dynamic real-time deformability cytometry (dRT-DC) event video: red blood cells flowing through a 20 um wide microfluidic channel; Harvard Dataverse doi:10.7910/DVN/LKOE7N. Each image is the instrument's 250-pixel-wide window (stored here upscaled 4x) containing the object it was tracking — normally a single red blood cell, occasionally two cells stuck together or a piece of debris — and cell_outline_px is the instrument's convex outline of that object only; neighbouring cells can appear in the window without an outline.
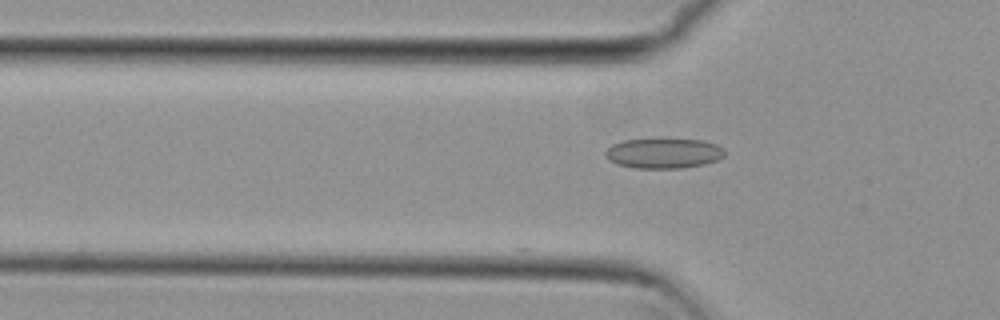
{"species": "common noctule bat (a hibernating species)", "species_latin": "Nyctalus noctula", "temperature_condition": "cold", "stored_images_in_passage": 32, "camera_frame_rate_fps": 3000, "um_per_image_px": 0.085, "animal": {"sex": "female", "body_mass_g": 29.2, "forearm_length_mm": 56.3}, "frame": {"image": 1, "passage_image": 2, "time_ms": 0.333, "image_size_px": [1000, 320], "cell_outline_px": [[724, 156], [716, 160], [704, 164], [684, 168], [632, 168], [616, 164], [608, 160], [604, 152], [612, 144], [624, 140], [704, 140], [716, 144], [724, 148]], "centroid_in_image_um": [56.39, 13.04], "position_along_channel_um": 69.4, "area_um2": 20.81}}
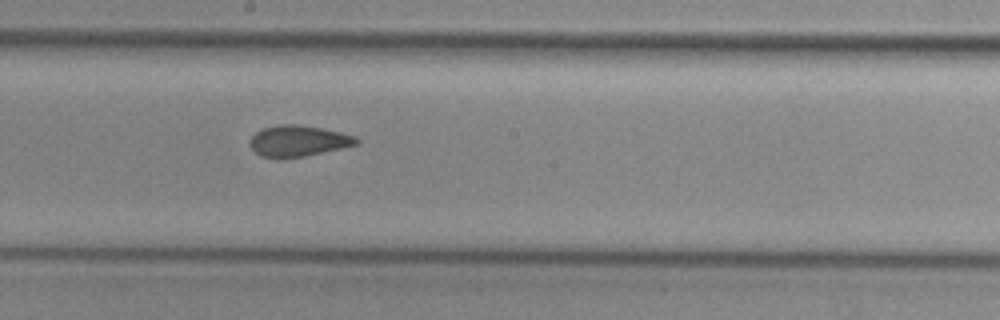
{"frame": {"image": 2, "passage_image": 14, "time_ms": 4.333, "image_size_px": [1000, 320], "cell_outline_px": [[360, 144], [304, 156], [284, 160], [276, 160], [260, 156], [248, 144], [248, 140], [256, 132], [264, 128], [280, 124], [296, 124], [320, 128], [340, 132], [356, 136], [360, 140]], "centroid_in_image_um": [25.32, 12.01], "position_along_channel_um": 222.9, "area_um2": 19.65}}
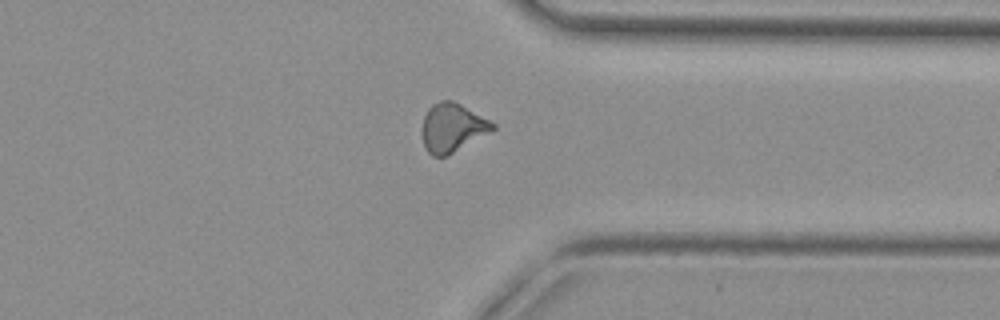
{"frame": {"image": 3, "passage_image": 26, "time_ms": 8.333, "image_size_px": [1000, 320], "cell_outline_px": [[496, 128], [492, 132], [448, 156], [432, 156], [428, 152], [424, 144], [424, 116], [428, 108], [432, 104], [440, 100], [452, 100], [460, 104], [496, 124]], "centroid_in_image_um": [38.49, 10.86], "position_along_channel_um": 372.9, "area_um2": 19.88}, "authors_computed_cell_mechanics": {"area_um2": 19.4497, "velocity_mm_per_s": 3.8269, "shape_relaxation_time_tau1_ms": null, "shape_relaxation_time_tau2_ms": 1.9227, "deformation_change_tau1": null, "deformation_change_tau2": 0.0673}}